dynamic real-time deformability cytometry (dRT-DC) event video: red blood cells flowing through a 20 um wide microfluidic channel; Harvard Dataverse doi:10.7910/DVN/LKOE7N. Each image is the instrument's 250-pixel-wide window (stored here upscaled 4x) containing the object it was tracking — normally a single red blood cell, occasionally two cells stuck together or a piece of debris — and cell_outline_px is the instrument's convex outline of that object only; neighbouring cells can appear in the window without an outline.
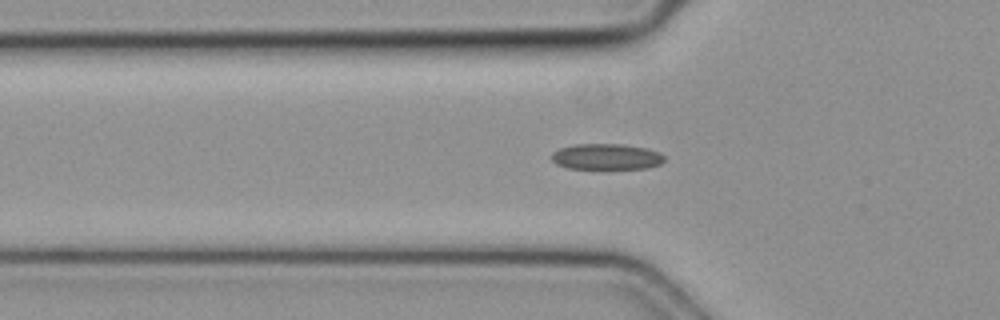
{"species": "common noctule bat (a hibernating species)", "species_latin": "Nyctalus noctula", "temperature_condition": "cold", "stored_images_in_passage": 48, "segment_of_instrument_passage": [1, 2], "camera_frame_rate_fps": 3000, "um_per_image_px": 0.085, "animal": {"sex": "female", "body_mass_g": 19.3, "forearm_length_mm": 54.1}, "frame": {"image": 1, "passage_image": 14, "time_ms": 4.333, "image_size_px": [1000, 320], "cell_outline_px": [[664, 160], [660, 164], [648, 168], [568, 168], [556, 164], [552, 160], [552, 152], [560, 148], [576, 144], [624, 144], [648, 148], [660, 152], [664, 156]], "centroid_in_image_um": [51.57, 13.31], "position_along_channel_um": 74.2, "area_um2": 16.99}}
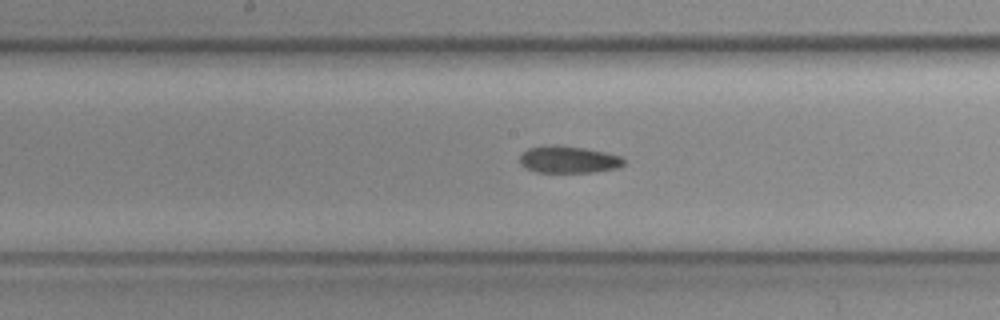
{"frame": {"image": 2, "passage_image": 23, "time_ms": 7.333, "image_size_px": [1000, 320], "cell_outline_px": [[624, 164], [616, 168], [596, 172], [536, 172], [520, 164], [520, 152], [528, 148], [552, 144], [556, 144], [584, 148], [604, 152], [620, 156], [624, 160]], "centroid_in_image_um": [48.28, 13.55], "position_along_channel_um": 199.9, "area_um2": 16.42}}
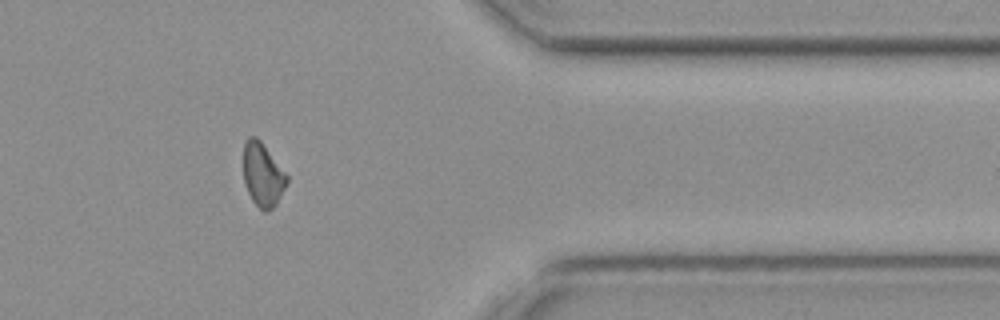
{"frame": {"image": 3, "passage_image": 38, "time_ms": 12.333, "image_size_px": [1000, 320], "cell_outline_px": [[288, 180], [276, 204], [268, 212], [264, 212], [252, 200], [248, 192], [244, 180], [244, 144], [248, 136], [256, 136], [260, 140], [288, 176]], "centroid_in_image_um": [22.32, 14.85], "position_along_channel_um": 389.1, "area_um2": 15.84}}